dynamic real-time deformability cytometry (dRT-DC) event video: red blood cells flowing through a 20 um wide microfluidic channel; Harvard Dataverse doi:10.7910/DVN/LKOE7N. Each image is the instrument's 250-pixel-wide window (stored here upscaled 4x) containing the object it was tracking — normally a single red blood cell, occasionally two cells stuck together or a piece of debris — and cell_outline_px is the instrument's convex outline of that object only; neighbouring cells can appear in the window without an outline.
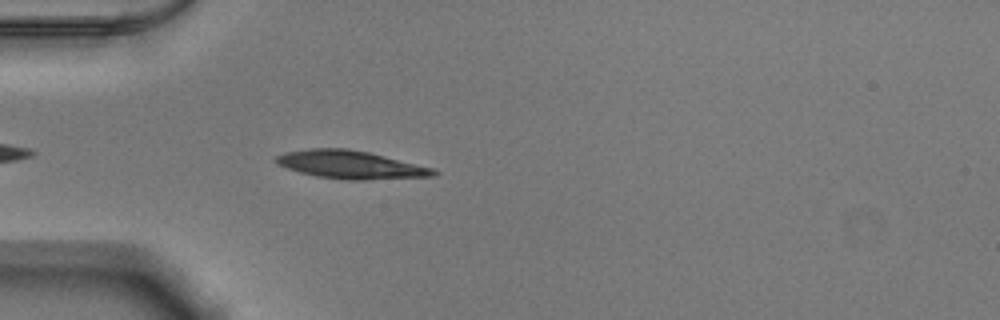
{"species": "Egyptian fruit bat (a non-hibernating species)", "species_latin": "Rousettus aegyptiacus", "temperature_condition": "warm", "stored_images_in_passage": 27, "camera_frame_rate_fps": 3000, "um_per_image_px": 0.085, "animal": {"sex": "male"}, "frame": {"image": 1, "passage_image": 4, "time_ms": 1.0, "image_size_px": [1000, 320], "cell_outline_px": [[440, 172], [436, 176], [364, 180], [348, 180], [316, 176], [300, 172], [276, 164], [272, 160], [276, 156], [284, 152], [312, 148], [348, 148], [368, 152], [432, 168]], "centroid_in_image_um": [29.77, 14.0], "position_along_channel_um": 55.2, "area_um2": 25.72}}
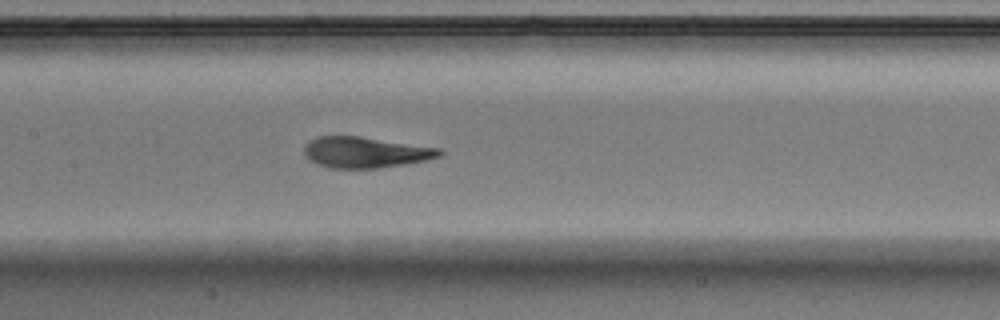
{"frame": {"image": 2, "passage_image": 14, "time_ms": 4.333, "image_size_px": [1000, 320], "cell_outline_px": [[444, 152], [440, 156], [424, 160], [404, 164], [376, 168], [328, 168], [316, 164], [308, 160], [304, 152], [304, 144], [320, 136], [356, 136], [440, 148]], "centroid_in_image_um": [31.01, 12.95], "position_along_channel_um": 176.4, "area_um2": 24.16}}
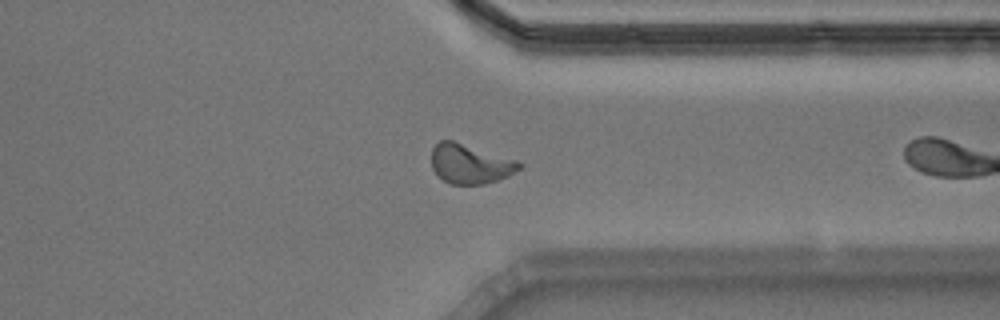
{"frame": {"image": 3, "passage_image": 26, "time_ms": 8.333, "image_size_px": [1000, 320], "cell_outline_px": [[524, 164], [520, 168], [508, 176], [484, 184], [452, 184], [444, 180], [432, 168], [432, 148], [440, 140], [452, 140], [516, 160]], "centroid_in_image_um": [39.96, 13.92], "position_along_channel_um": 371.4, "area_um2": 19.88}}